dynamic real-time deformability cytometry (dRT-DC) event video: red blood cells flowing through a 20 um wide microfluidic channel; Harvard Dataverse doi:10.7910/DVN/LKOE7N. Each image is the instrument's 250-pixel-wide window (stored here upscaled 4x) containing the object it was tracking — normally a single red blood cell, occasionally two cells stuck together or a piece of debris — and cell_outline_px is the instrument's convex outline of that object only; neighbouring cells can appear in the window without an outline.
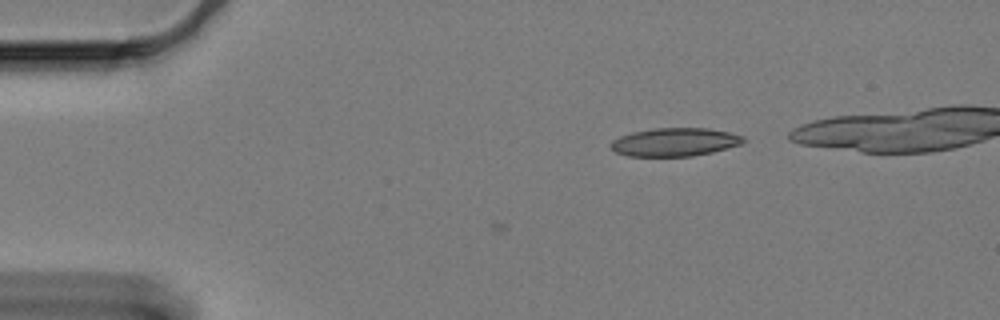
{"species": "Egyptian fruit bat (a non-hibernating species)", "species_latin": "Rousettus aegyptiacus", "temperature_condition": "cold", "stored_images_in_passage": 6, "camera_frame_rate_fps": 3000, "um_per_image_px": 0.085, "animal": {"sex": "female"}, "frame": {"image": 1, "passage_image": 6, "time_ms": 1.667, "image_size_px": [1000, 320], "cell_outline_px": [[744, 140], [740, 144], [712, 152], [692, 156], [628, 156], [616, 152], [612, 148], [612, 140], [620, 136], [632, 132], [656, 128], [708, 128], [728, 132], [744, 136]], "centroid_in_image_um": [57.35, 12.07], "position_along_channel_um": 27.6, "area_um2": 21.62}}